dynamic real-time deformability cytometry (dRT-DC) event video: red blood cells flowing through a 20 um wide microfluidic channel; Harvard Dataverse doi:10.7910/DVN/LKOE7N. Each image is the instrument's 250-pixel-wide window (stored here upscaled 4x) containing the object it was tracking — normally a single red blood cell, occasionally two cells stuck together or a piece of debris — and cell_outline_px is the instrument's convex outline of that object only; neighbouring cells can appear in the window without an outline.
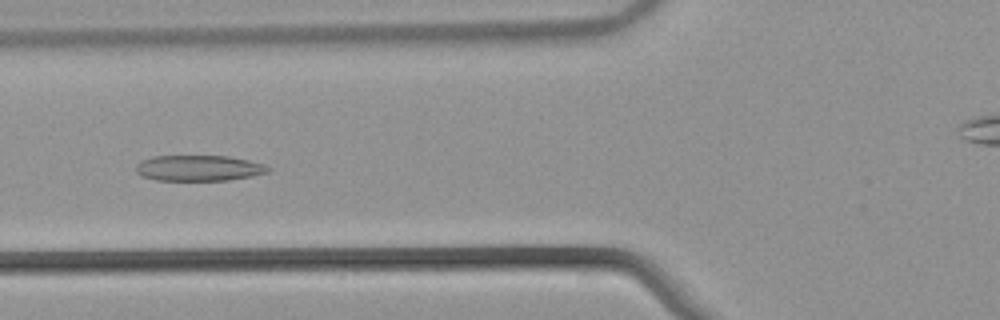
{"species": "common noctule bat (a hibernating species)", "species_latin": "Nyctalus noctula", "temperature_condition": "warm", "stored_images_in_passage": 40, "camera_frame_rate_fps": 3000, "um_per_image_px": 0.085, "animal": {"sex": "male", "body_mass_g": 21.5, "forearm_length_mm": 52.0}, "frame": {"image": 1, "passage_image": 18, "time_ms": 5.667, "image_size_px": [1000, 320], "cell_outline_px": [[272, 168], [268, 172], [252, 176], [228, 180], [156, 180], [140, 176], [136, 172], [136, 164], [140, 160], [152, 156], [228, 156], [248, 160], [264, 164]], "centroid_in_image_um": [16.87, 14.28], "position_along_channel_um": 108.9, "area_um2": 19.94}}
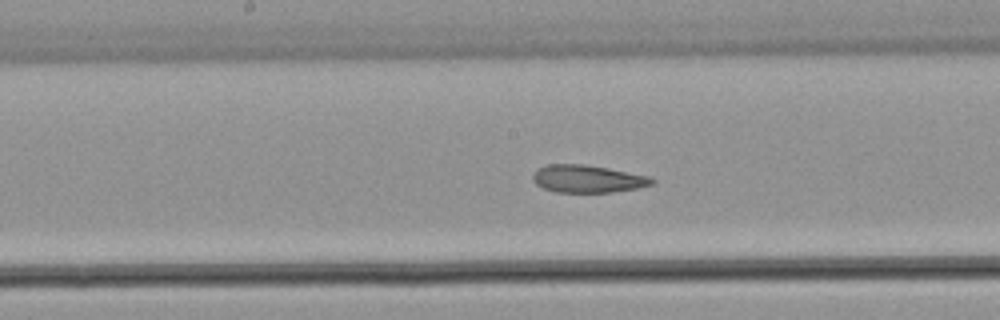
{"frame": {"image": 2, "passage_image": 25, "time_ms": 8.0, "image_size_px": [1000, 320], "cell_outline_px": [[656, 180], [652, 184], [636, 188], [612, 192], [556, 192], [544, 188], [536, 184], [532, 180], [532, 172], [548, 164], [584, 164], [608, 168], [648, 176]], "centroid_in_image_um": [49.91, 15.19], "position_along_channel_um": 198.3, "area_um2": 19.02}}
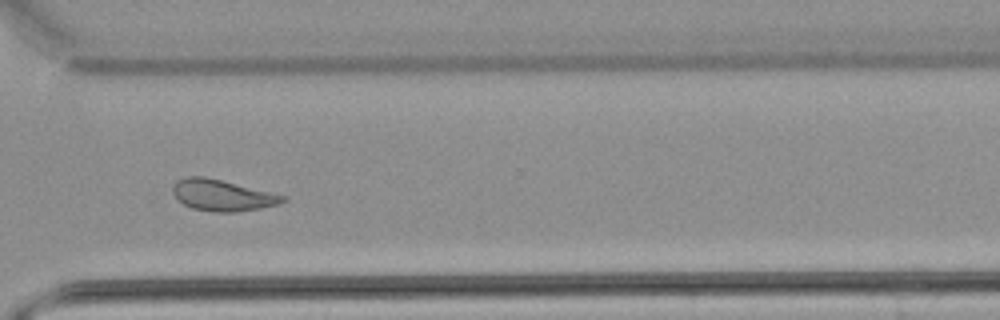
{"frame": {"image": 3, "passage_image": 37, "time_ms": 12.0, "image_size_px": [1000, 320], "cell_outline_px": [[288, 200], [280, 204], [260, 208], [236, 212], [216, 212], [192, 208], [176, 200], [172, 192], [172, 188], [176, 180], [184, 176], [204, 176], [288, 196]], "centroid_in_image_um": [18.89, 16.59], "position_along_channel_um": 351.7, "area_um2": 20.23}, "authors_computed_cell_mechanics": {"area_um2": 20.8369, "velocity_mm_per_s": 3.8336, "shape_relaxation_time_tau1_ms": 8.0067, "shape_relaxation_time_tau2_ms": 3.0306, "deformation_change_tau1": 0.1737, "deformation_change_tau2": 0.1128}}